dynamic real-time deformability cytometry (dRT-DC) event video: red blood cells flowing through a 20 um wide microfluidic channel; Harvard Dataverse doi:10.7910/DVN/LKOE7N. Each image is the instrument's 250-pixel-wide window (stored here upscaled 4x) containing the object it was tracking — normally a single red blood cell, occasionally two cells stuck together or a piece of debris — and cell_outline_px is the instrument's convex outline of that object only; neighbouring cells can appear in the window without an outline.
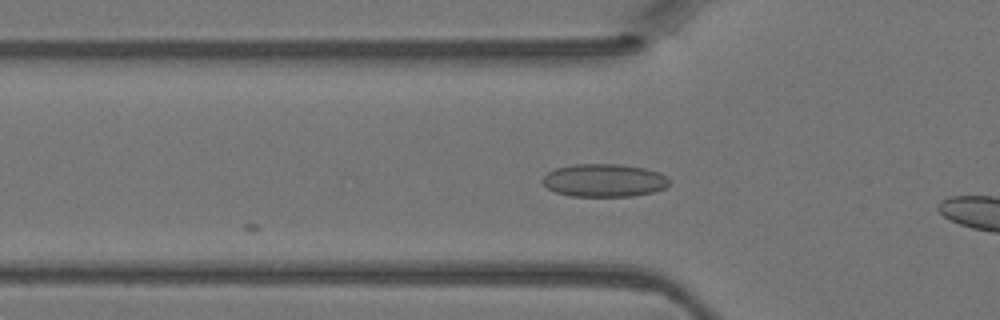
{"species": "Egyptian fruit bat (a non-hibernating species)", "species_latin": "Rousettus aegyptiacus", "temperature_condition": "warm", "stored_images_in_passage": 4, "camera_frame_rate_fps": 3000, "um_per_image_px": 0.085, "animal": {"sex": "female"}, "frame": {"image": 1, "passage_image": 3, "time_ms": 0.667, "image_size_px": [1000, 320], "cell_outline_px": [[668, 184], [664, 188], [652, 192], [632, 196], [572, 196], [556, 192], [548, 188], [540, 180], [548, 172], [556, 168], [572, 164], [620, 164], [644, 168], [660, 172], [668, 176]], "centroid_in_image_um": [51.35, 15.32], "position_along_channel_um": 74.5, "area_um2": 24.33}}